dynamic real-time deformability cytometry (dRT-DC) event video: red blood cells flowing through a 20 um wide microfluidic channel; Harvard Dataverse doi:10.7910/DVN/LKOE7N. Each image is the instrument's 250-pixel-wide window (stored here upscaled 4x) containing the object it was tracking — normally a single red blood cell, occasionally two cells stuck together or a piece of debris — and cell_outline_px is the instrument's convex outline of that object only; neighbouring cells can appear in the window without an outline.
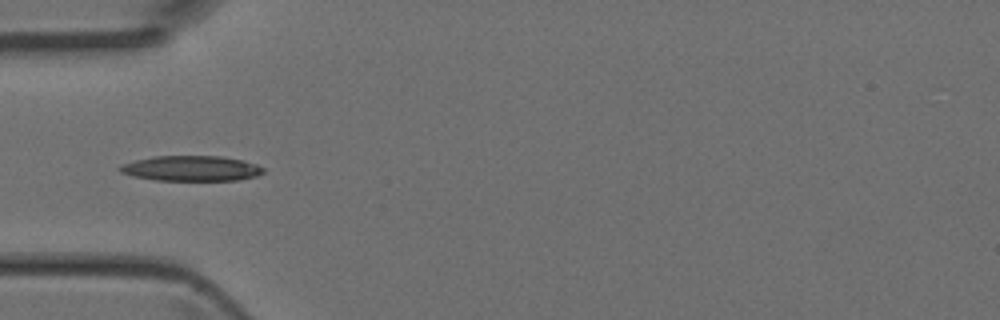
{"species": "Egyptian fruit bat (a non-hibernating species)", "species_latin": "Rousettus aegyptiacus", "temperature_condition": "room temperature", "stored_images_in_passage": 4, "camera_frame_rate_fps": 3000, "um_per_image_px": 0.085, "animal": {"sex": "female"}, "frame": {"image": 1, "passage_image": 3, "time_ms": 0.667, "image_size_px": [1000, 320], "cell_outline_px": [[264, 172], [256, 176], [236, 180], [156, 180], [132, 176], [120, 172], [116, 168], [120, 164], [152, 156], [224, 156], [256, 164], [264, 168]], "centroid_in_image_um": [16.21, 14.31], "position_along_channel_um": 68.8, "area_um2": 21.15}}
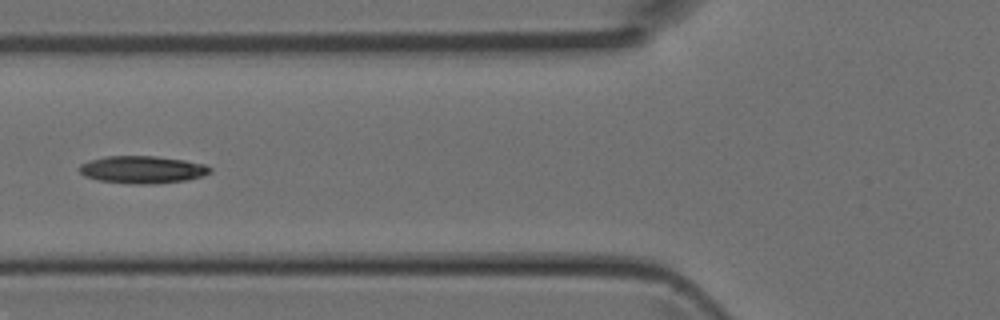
{"frame": {"image": 2, "passage_image": 4, "time_ms": 1.0, "image_size_px": [1000, 320], "cell_outline_px": [[212, 172], [204, 176], [188, 180], [156, 184], [132, 184], [100, 180], [84, 176], [80, 172], [80, 164], [88, 160], [104, 156], [156, 156], [184, 160], [204, 164], [212, 168]], "centroid_in_image_um": [12.13, 14.42], "position_along_channel_um": 113.7, "area_um2": 21.1}}